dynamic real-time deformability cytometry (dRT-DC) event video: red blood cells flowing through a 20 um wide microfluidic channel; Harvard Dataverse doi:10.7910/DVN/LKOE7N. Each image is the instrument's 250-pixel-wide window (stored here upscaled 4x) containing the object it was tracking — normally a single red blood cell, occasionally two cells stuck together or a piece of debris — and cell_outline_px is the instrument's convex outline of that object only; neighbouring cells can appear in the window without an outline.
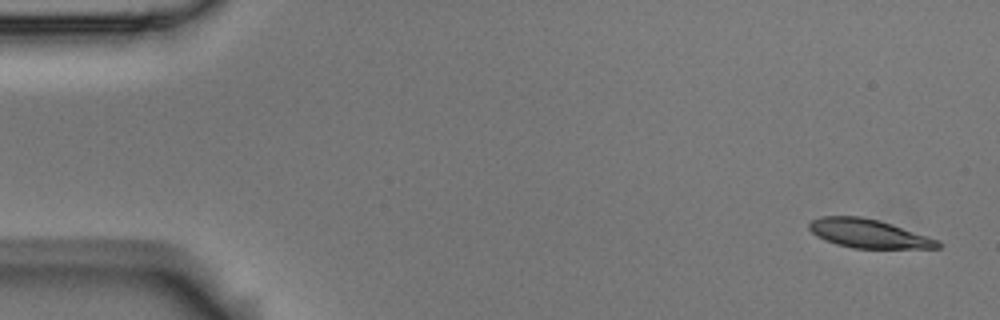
{"species": "Egyptian fruit bat (a non-hibernating species)", "species_latin": "Rousettus aegyptiacus", "temperature_condition": "room temperature", "stored_images_in_passage": 6, "camera_frame_rate_fps": 3000, "um_per_image_px": 0.085, "animal": {"sex": "male"}, "frame": {"image": 1, "passage_image": 1, "time_ms": 0.0, "image_size_px": [1000, 320], "cell_outline_px": [[944, 244], [940, 248], [852, 248], [836, 244], [824, 240], [816, 236], [808, 228], [808, 224], [812, 220], [820, 216], [860, 216], [880, 220], [940, 240]], "centroid_in_image_um": [73.84, 19.85], "position_along_channel_um": 11.2, "area_um2": 21.73}}